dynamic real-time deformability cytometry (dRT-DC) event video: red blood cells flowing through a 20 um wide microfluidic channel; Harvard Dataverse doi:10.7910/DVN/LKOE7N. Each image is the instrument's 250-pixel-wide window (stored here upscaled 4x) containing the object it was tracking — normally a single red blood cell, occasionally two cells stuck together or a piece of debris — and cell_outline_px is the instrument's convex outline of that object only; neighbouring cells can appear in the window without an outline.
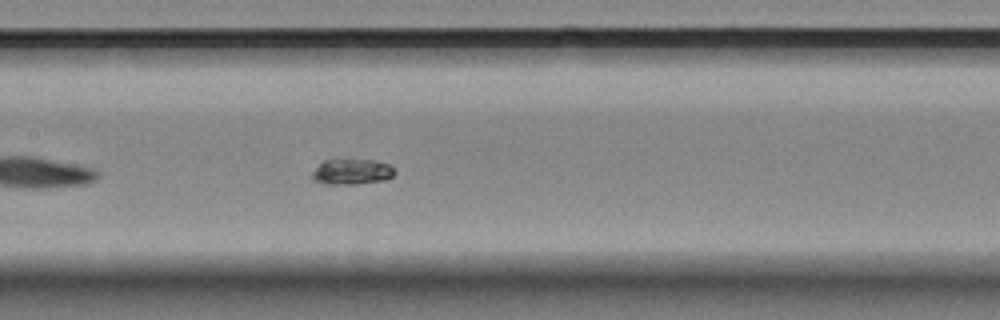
{"species": "Egyptian fruit bat (a non-hibernating species)", "species_latin": "Rousettus aegyptiacus", "temperature_condition": "room temperature", "stored_images_in_passage": 42, "camera_frame_rate_fps": 3000, "um_per_image_px": 0.085, "animal": {"sex": "female"}, "frame": {"image": 1, "passage_image": 12, "time_ms": 3.667, "image_size_px": [1000, 320], "cell_outline_px": [[396, 172], [392, 176], [384, 180], [356, 184], [328, 184], [312, 180], [312, 172], [324, 160], [372, 160], [388, 164]], "centroid_in_image_um": [29.89, 14.61], "position_along_channel_um": 177.5, "area_um2": 12.08}}
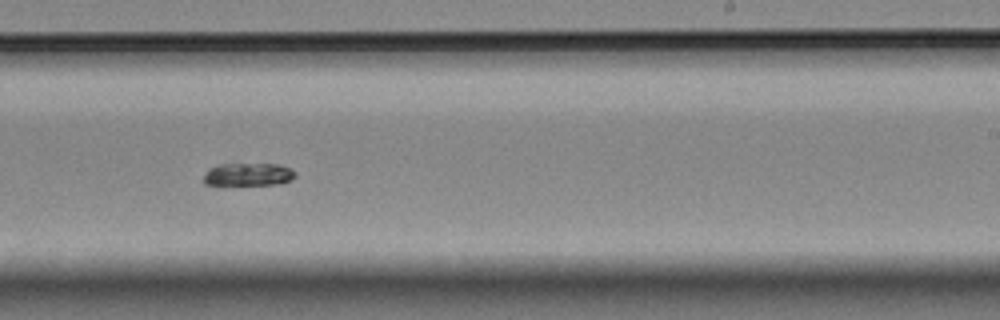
{"frame": {"image": 2, "passage_image": 20, "time_ms": 6.333, "image_size_px": [1000, 320], "cell_outline_px": [[296, 176], [292, 180], [280, 184], [204, 184], [200, 180], [212, 168], [220, 164], [276, 164], [288, 168], [296, 172]], "centroid_in_image_um": [21.13, 14.83], "position_along_channel_um": 267.9, "area_um2": 11.96}}
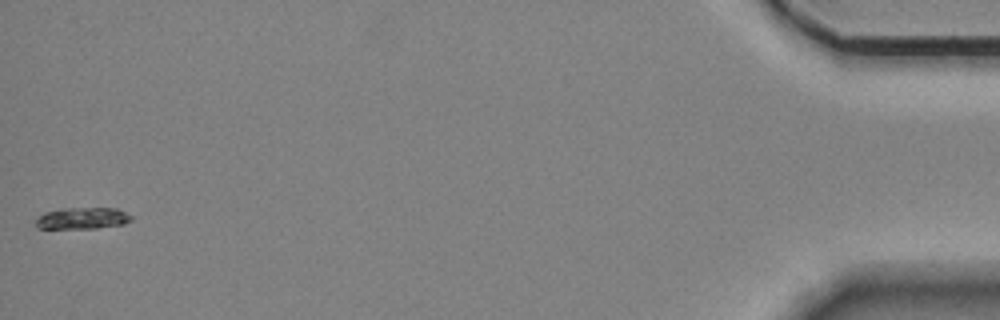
{"frame": {"image": 3, "passage_image": 42, "time_ms": 13.667, "image_size_px": [1000, 320], "cell_outline_px": [[132, 220], [124, 224], [96, 228], [36, 228], [36, 220], [44, 212], [64, 208], [116, 208], [132, 216]], "centroid_in_image_um": [7.02, 18.55], "position_along_channel_um": 428.2, "area_um2": 11.91}, "authors_computed_cell_mechanics": {"area_um2": 12.0513, "velocity_mm_per_s": 3.4064, "shape_relaxation_time_tau1_ms": 9.2584, "shape_relaxation_time_tau2_ms": null, "deformation_change_tau1": null, "deformation_change_tau2": null}}